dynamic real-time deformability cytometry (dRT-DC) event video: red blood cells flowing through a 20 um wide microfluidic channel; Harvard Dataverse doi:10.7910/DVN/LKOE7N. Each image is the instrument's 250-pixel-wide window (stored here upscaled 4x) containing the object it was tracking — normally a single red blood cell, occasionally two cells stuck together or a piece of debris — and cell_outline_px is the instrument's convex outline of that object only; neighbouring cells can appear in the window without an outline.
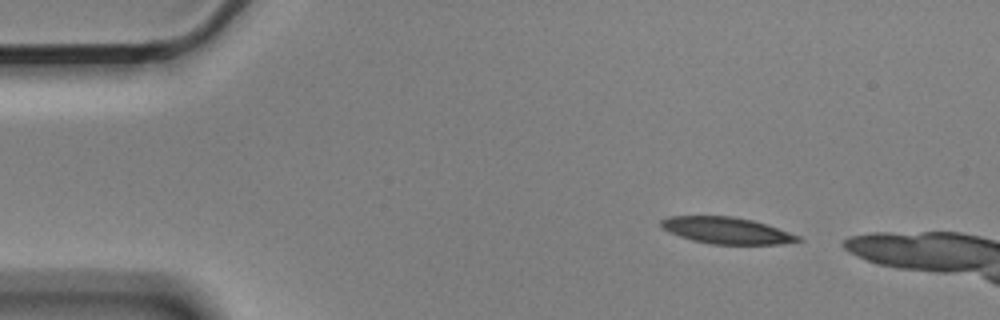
{"species": "Egyptian fruit bat (a non-hibernating species)", "species_latin": "Rousettus aegyptiacus", "temperature_condition": "cold", "stored_images_in_passage": 7, "camera_frame_rate_fps": 3000, "um_per_image_px": 0.085, "animal": {"sex": "male"}, "frame": {"image": 1, "passage_image": 1, "time_ms": 0.0, "image_size_px": [1000, 320], "cell_outline_px": [[804, 240], [780, 244], [712, 244], [692, 240], [680, 236], [664, 228], [660, 224], [660, 220], [668, 216], [732, 216], [752, 220], [800, 236]], "centroid_in_image_um": [61.76, 19.59], "position_along_channel_um": 23.2, "area_um2": 20.87}}
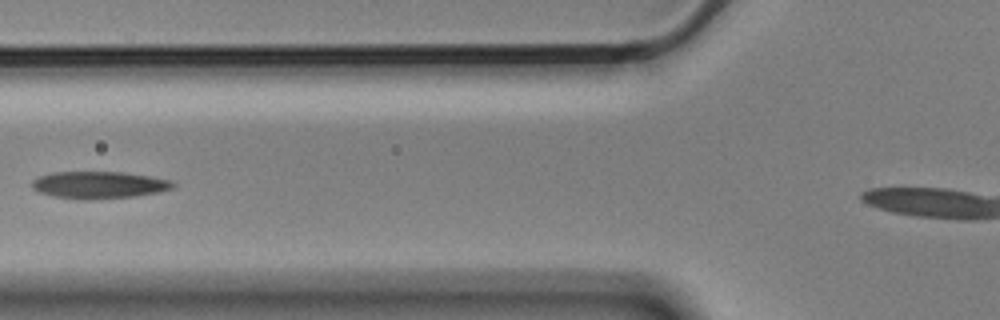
{"frame": {"image": 2, "passage_image": 5, "time_ms": 1.333, "image_size_px": [1000, 320], "cell_outline_px": [[176, 184], [172, 188], [160, 192], [136, 196], [92, 200], [80, 200], [52, 196], [40, 192], [32, 188], [32, 180], [40, 176], [52, 172], [124, 172], [172, 180]], "centroid_in_image_um": [8.42, 15.73], "position_along_channel_um": 117.4, "area_um2": 22.48}}
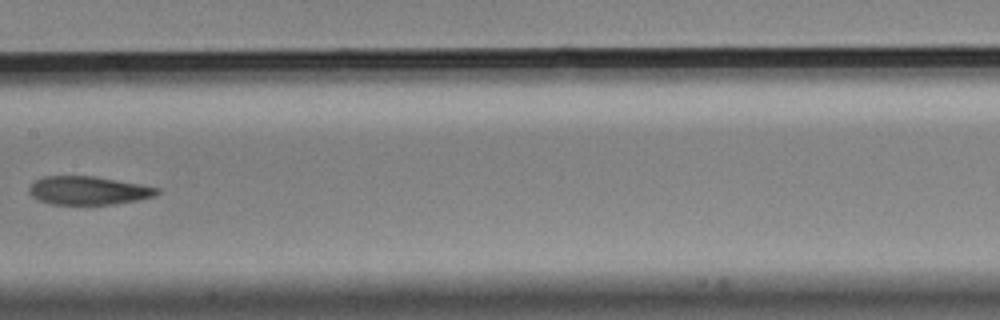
{"frame": {"image": 3, "passage_image": 7, "time_ms": 2.0, "image_size_px": [1000, 320], "cell_outline_px": [[160, 192], [156, 196], [136, 200], [112, 204], [52, 204], [40, 200], [32, 196], [28, 192], [28, 188], [36, 180], [44, 176], [96, 176], [140, 184], [160, 188]], "centroid_in_image_um": [7.53, 16.18], "position_along_channel_um": 199.9, "area_um2": 21.1}}